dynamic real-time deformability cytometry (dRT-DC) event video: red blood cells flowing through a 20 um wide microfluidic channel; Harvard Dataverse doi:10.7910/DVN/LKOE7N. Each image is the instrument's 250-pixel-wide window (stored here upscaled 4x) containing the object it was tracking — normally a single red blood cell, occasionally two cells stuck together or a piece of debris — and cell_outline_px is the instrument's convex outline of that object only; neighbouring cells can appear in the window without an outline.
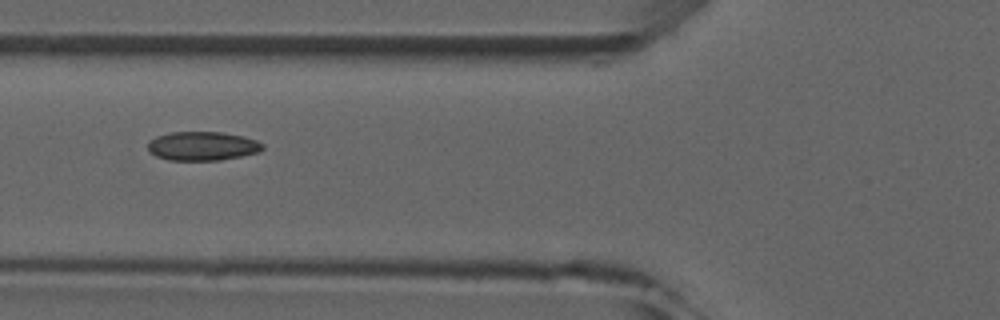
{"species": "common noctule bat (a hibernating species)", "species_latin": "Nyctalus noctula", "temperature_condition": "room temperature", "stored_images_in_passage": 3, "camera_frame_rate_fps": 3000, "um_per_image_px": 0.085, "animal": {"sex": "male", "forearm_length_mm": 52.5}, "frame": {"image": 1, "passage_image": 3, "time_ms": 2.333, "image_size_px": [1000, 320], "cell_outline_px": [[264, 148], [260, 152], [220, 160], [168, 160], [156, 156], [148, 152], [148, 140], [156, 136], [172, 132], [220, 132], [244, 136], [256, 140], [264, 144]], "centroid_in_image_um": [17.2, 12.41], "position_along_channel_um": 108.6, "area_um2": 19.48}}